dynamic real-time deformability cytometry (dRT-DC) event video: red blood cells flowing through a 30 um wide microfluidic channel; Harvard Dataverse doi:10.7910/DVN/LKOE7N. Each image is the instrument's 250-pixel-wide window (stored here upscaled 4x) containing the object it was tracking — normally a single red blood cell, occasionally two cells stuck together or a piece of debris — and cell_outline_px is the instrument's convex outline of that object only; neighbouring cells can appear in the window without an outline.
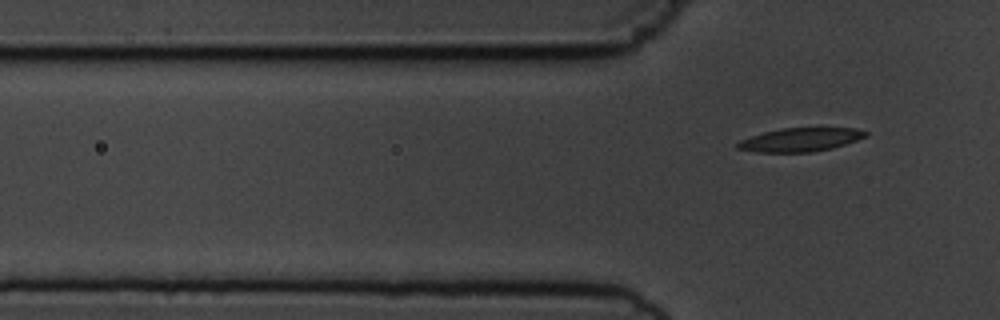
{"species": "common noctule bat (a hibernating species)", "species_latin": "Nyctalus noctula", "temperature_condition": "cold", "stored_images_in_passage": 8, "segment_of_instrument_passage": [2, 2], "camera_frame_rate_fps": 3000, "um_per_image_px": 0.085, "animal": {"sex": "male", "body_mass_g": 19.5, "forearm_length_mm": 54.6}, "frame": {"image": 1, "passage_image": 8, "time_ms": 9.0, "image_size_px": [1000, 320], "cell_outline_px": [[868, 132], [864, 136], [856, 140], [832, 148], [812, 152], [756, 152], [736, 148], [736, 144], [740, 140], [764, 132], [780, 128], [856, 128]], "centroid_in_image_um": [67.99, 11.87], "position_along_channel_um": 57.8, "area_um2": 17.4}}